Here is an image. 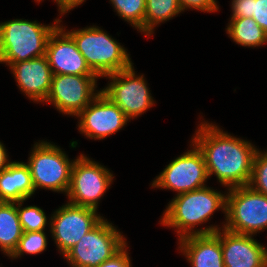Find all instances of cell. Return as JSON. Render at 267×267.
<instances>
[{"mask_svg": "<svg viewBox=\"0 0 267 267\" xmlns=\"http://www.w3.org/2000/svg\"><path fill=\"white\" fill-rule=\"evenodd\" d=\"M126 248L127 243L116 254L97 267H131V260Z\"/></svg>", "mask_w": 267, "mask_h": 267, "instance_id": "obj_27", "label": "cell"}, {"mask_svg": "<svg viewBox=\"0 0 267 267\" xmlns=\"http://www.w3.org/2000/svg\"><path fill=\"white\" fill-rule=\"evenodd\" d=\"M249 186L267 196V150L262 152L257 149L253 160Z\"/></svg>", "mask_w": 267, "mask_h": 267, "instance_id": "obj_25", "label": "cell"}, {"mask_svg": "<svg viewBox=\"0 0 267 267\" xmlns=\"http://www.w3.org/2000/svg\"><path fill=\"white\" fill-rule=\"evenodd\" d=\"M76 117L79 132L96 140L116 133L130 120L102 91Z\"/></svg>", "mask_w": 267, "mask_h": 267, "instance_id": "obj_13", "label": "cell"}, {"mask_svg": "<svg viewBox=\"0 0 267 267\" xmlns=\"http://www.w3.org/2000/svg\"><path fill=\"white\" fill-rule=\"evenodd\" d=\"M23 202V200L16 202V209L23 232L45 231V226L48 222L43 209L35 205L21 207Z\"/></svg>", "mask_w": 267, "mask_h": 267, "instance_id": "obj_23", "label": "cell"}, {"mask_svg": "<svg viewBox=\"0 0 267 267\" xmlns=\"http://www.w3.org/2000/svg\"><path fill=\"white\" fill-rule=\"evenodd\" d=\"M182 12L186 9H196L203 12L218 11L219 6L216 0H179Z\"/></svg>", "mask_w": 267, "mask_h": 267, "instance_id": "obj_26", "label": "cell"}, {"mask_svg": "<svg viewBox=\"0 0 267 267\" xmlns=\"http://www.w3.org/2000/svg\"><path fill=\"white\" fill-rule=\"evenodd\" d=\"M60 25L50 35L46 58L53 75H96L86 63L73 38Z\"/></svg>", "mask_w": 267, "mask_h": 267, "instance_id": "obj_14", "label": "cell"}, {"mask_svg": "<svg viewBox=\"0 0 267 267\" xmlns=\"http://www.w3.org/2000/svg\"><path fill=\"white\" fill-rule=\"evenodd\" d=\"M6 65L10 66L19 89L31 100L44 103L53 77L46 56Z\"/></svg>", "mask_w": 267, "mask_h": 267, "instance_id": "obj_16", "label": "cell"}, {"mask_svg": "<svg viewBox=\"0 0 267 267\" xmlns=\"http://www.w3.org/2000/svg\"><path fill=\"white\" fill-rule=\"evenodd\" d=\"M8 155L2 142H0V171L6 169L11 163L8 161Z\"/></svg>", "mask_w": 267, "mask_h": 267, "instance_id": "obj_31", "label": "cell"}, {"mask_svg": "<svg viewBox=\"0 0 267 267\" xmlns=\"http://www.w3.org/2000/svg\"><path fill=\"white\" fill-rule=\"evenodd\" d=\"M226 194V223L222 229L254 235L267 229V196L249 185L228 189Z\"/></svg>", "mask_w": 267, "mask_h": 267, "instance_id": "obj_5", "label": "cell"}, {"mask_svg": "<svg viewBox=\"0 0 267 267\" xmlns=\"http://www.w3.org/2000/svg\"><path fill=\"white\" fill-rule=\"evenodd\" d=\"M62 20L42 25L14 19L0 23V63L14 64L46 55L47 42Z\"/></svg>", "mask_w": 267, "mask_h": 267, "instance_id": "obj_3", "label": "cell"}, {"mask_svg": "<svg viewBox=\"0 0 267 267\" xmlns=\"http://www.w3.org/2000/svg\"><path fill=\"white\" fill-rule=\"evenodd\" d=\"M219 209L226 213V195L205 186L176 195L168 204L160 224L176 228L174 231L179 239L196 234H212L221 228L212 225L194 230V227L208 221Z\"/></svg>", "mask_w": 267, "mask_h": 267, "instance_id": "obj_2", "label": "cell"}, {"mask_svg": "<svg viewBox=\"0 0 267 267\" xmlns=\"http://www.w3.org/2000/svg\"><path fill=\"white\" fill-rule=\"evenodd\" d=\"M226 30L236 44L244 47H259L267 43V34L253 18H231Z\"/></svg>", "mask_w": 267, "mask_h": 267, "instance_id": "obj_20", "label": "cell"}, {"mask_svg": "<svg viewBox=\"0 0 267 267\" xmlns=\"http://www.w3.org/2000/svg\"><path fill=\"white\" fill-rule=\"evenodd\" d=\"M113 178L108 168L80 154L72 167L66 195L69 198L68 203L97 210L98 201L109 189Z\"/></svg>", "mask_w": 267, "mask_h": 267, "instance_id": "obj_8", "label": "cell"}, {"mask_svg": "<svg viewBox=\"0 0 267 267\" xmlns=\"http://www.w3.org/2000/svg\"><path fill=\"white\" fill-rule=\"evenodd\" d=\"M253 1L256 0H232L231 18H252Z\"/></svg>", "mask_w": 267, "mask_h": 267, "instance_id": "obj_28", "label": "cell"}, {"mask_svg": "<svg viewBox=\"0 0 267 267\" xmlns=\"http://www.w3.org/2000/svg\"><path fill=\"white\" fill-rule=\"evenodd\" d=\"M220 229L224 267H267V248L253 235Z\"/></svg>", "mask_w": 267, "mask_h": 267, "instance_id": "obj_15", "label": "cell"}, {"mask_svg": "<svg viewBox=\"0 0 267 267\" xmlns=\"http://www.w3.org/2000/svg\"><path fill=\"white\" fill-rule=\"evenodd\" d=\"M47 237L44 231L23 232L22 237L19 239L17 248L12 253L10 258L21 257L26 254H39L46 250Z\"/></svg>", "mask_w": 267, "mask_h": 267, "instance_id": "obj_24", "label": "cell"}, {"mask_svg": "<svg viewBox=\"0 0 267 267\" xmlns=\"http://www.w3.org/2000/svg\"><path fill=\"white\" fill-rule=\"evenodd\" d=\"M97 75H53L45 102L66 115L77 116L99 93L95 92Z\"/></svg>", "mask_w": 267, "mask_h": 267, "instance_id": "obj_12", "label": "cell"}, {"mask_svg": "<svg viewBox=\"0 0 267 267\" xmlns=\"http://www.w3.org/2000/svg\"><path fill=\"white\" fill-rule=\"evenodd\" d=\"M33 147L26 164L29 166L35 191L37 188H44L67 194L75 160L70 161L60 147L47 141L36 142Z\"/></svg>", "mask_w": 267, "mask_h": 267, "instance_id": "obj_6", "label": "cell"}, {"mask_svg": "<svg viewBox=\"0 0 267 267\" xmlns=\"http://www.w3.org/2000/svg\"><path fill=\"white\" fill-rule=\"evenodd\" d=\"M97 210L67 203L50 218V232L60 253L64 256L101 220Z\"/></svg>", "mask_w": 267, "mask_h": 267, "instance_id": "obj_11", "label": "cell"}, {"mask_svg": "<svg viewBox=\"0 0 267 267\" xmlns=\"http://www.w3.org/2000/svg\"><path fill=\"white\" fill-rule=\"evenodd\" d=\"M117 14L144 34L146 0H110Z\"/></svg>", "mask_w": 267, "mask_h": 267, "instance_id": "obj_22", "label": "cell"}, {"mask_svg": "<svg viewBox=\"0 0 267 267\" xmlns=\"http://www.w3.org/2000/svg\"><path fill=\"white\" fill-rule=\"evenodd\" d=\"M252 18L267 34V0L253 1Z\"/></svg>", "mask_w": 267, "mask_h": 267, "instance_id": "obj_29", "label": "cell"}, {"mask_svg": "<svg viewBox=\"0 0 267 267\" xmlns=\"http://www.w3.org/2000/svg\"><path fill=\"white\" fill-rule=\"evenodd\" d=\"M35 193L29 166L24 162L11 161L0 171V202L28 200Z\"/></svg>", "mask_w": 267, "mask_h": 267, "instance_id": "obj_18", "label": "cell"}, {"mask_svg": "<svg viewBox=\"0 0 267 267\" xmlns=\"http://www.w3.org/2000/svg\"><path fill=\"white\" fill-rule=\"evenodd\" d=\"M111 82L101 91L115 103L129 119H134L154 105L144 75L137 76L134 66L106 75Z\"/></svg>", "mask_w": 267, "mask_h": 267, "instance_id": "obj_9", "label": "cell"}, {"mask_svg": "<svg viewBox=\"0 0 267 267\" xmlns=\"http://www.w3.org/2000/svg\"><path fill=\"white\" fill-rule=\"evenodd\" d=\"M23 229L16 209V202H0V249L11 256L17 248Z\"/></svg>", "mask_w": 267, "mask_h": 267, "instance_id": "obj_19", "label": "cell"}, {"mask_svg": "<svg viewBox=\"0 0 267 267\" xmlns=\"http://www.w3.org/2000/svg\"><path fill=\"white\" fill-rule=\"evenodd\" d=\"M67 33L75 41L90 69L100 78L133 65L126 49L97 26Z\"/></svg>", "mask_w": 267, "mask_h": 267, "instance_id": "obj_4", "label": "cell"}, {"mask_svg": "<svg viewBox=\"0 0 267 267\" xmlns=\"http://www.w3.org/2000/svg\"><path fill=\"white\" fill-rule=\"evenodd\" d=\"M178 240L180 251L192 267H224L220 229L212 234L190 235Z\"/></svg>", "mask_w": 267, "mask_h": 267, "instance_id": "obj_17", "label": "cell"}, {"mask_svg": "<svg viewBox=\"0 0 267 267\" xmlns=\"http://www.w3.org/2000/svg\"><path fill=\"white\" fill-rule=\"evenodd\" d=\"M191 142L202 152L208 177L215 174L228 189L249 185L257 151L251 142L206 121L199 125Z\"/></svg>", "mask_w": 267, "mask_h": 267, "instance_id": "obj_1", "label": "cell"}, {"mask_svg": "<svg viewBox=\"0 0 267 267\" xmlns=\"http://www.w3.org/2000/svg\"><path fill=\"white\" fill-rule=\"evenodd\" d=\"M191 147L193 149L172 160L151 186L176 191L177 195L205 187L209 177L204 157L194 143Z\"/></svg>", "mask_w": 267, "mask_h": 267, "instance_id": "obj_10", "label": "cell"}, {"mask_svg": "<svg viewBox=\"0 0 267 267\" xmlns=\"http://www.w3.org/2000/svg\"><path fill=\"white\" fill-rule=\"evenodd\" d=\"M125 244L124 235L103 218L64 257L71 267H97Z\"/></svg>", "mask_w": 267, "mask_h": 267, "instance_id": "obj_7", "label": "cell"}, {"mask_svg": "<svg viewBox=\"0 0 267 267\" xmlns=\"http://www.w3.org/2000/svg\"><path fill=\"white\" fill-rule=\"evenodd\" d=\"M179 0H146L144 34L151 36L154 28L181 13Z\"/></svg>", "mask_w": 267, "mask_h": 267, "instance_id": "obj_21", "label": "cell"}, {"mask_svg": "<svg viewBox=\"0 0 267 267\" xmlns=\"http://www.w3.org/2000/svg\"><path fill=\"white\" fill-rule=\"evenodd\" d=\"M56 1L59 11L61 15H65V13L70 10L78 7V5L82 4L85 0H54Z\"/></svg>", "mask_w": 267, "mask_h": 267, "instance_id": "obj_30", "label": "cell"}]
</instances>
